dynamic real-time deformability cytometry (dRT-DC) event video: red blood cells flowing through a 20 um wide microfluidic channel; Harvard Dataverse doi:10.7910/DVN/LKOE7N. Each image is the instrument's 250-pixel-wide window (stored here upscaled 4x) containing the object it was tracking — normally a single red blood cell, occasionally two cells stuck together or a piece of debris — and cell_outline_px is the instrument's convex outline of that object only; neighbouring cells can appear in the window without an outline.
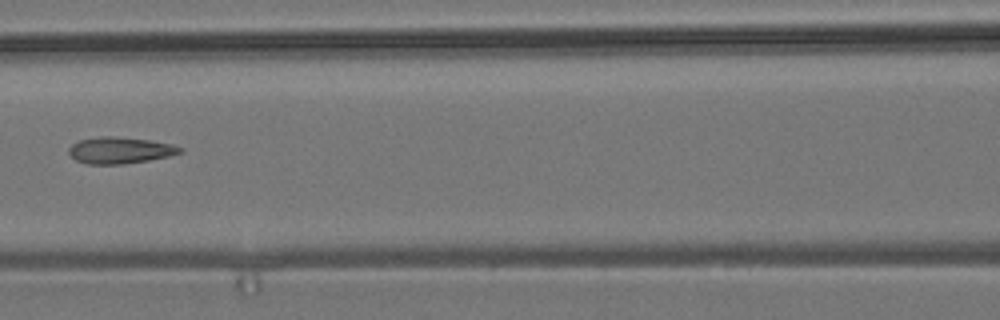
{"species": "common noctule bat (a hibernating species)", "species_latin": "Nyctalus noctula", "temperature_condition": "room temperature", "stored_images_in_passage": 7, "camera_frame_rate_fps": 3000, "um_per_image_px": 0.085, "animal": {"sex": "male", "body_mass_g": 19.2, "forearm_length_mm": 51.8}, "frame": {"image": 1, "passage_image": 7, "time_ms": 7.667, "image_size_px": [1000, 320], "cell_outline_px": [[184, 152], [168, 156], [148, 160], [120, 164], [88, 164], [76, 160], [68, 152], [68, 148], [72, 144], [80, 140], [100, 136], [112, 136], [148, 140], [172, 144], [184, 148]], "centroid_in_image_um": [10.2, 12.77], "position_along_channel_um": 156.4, "area_um2": 17.05}}